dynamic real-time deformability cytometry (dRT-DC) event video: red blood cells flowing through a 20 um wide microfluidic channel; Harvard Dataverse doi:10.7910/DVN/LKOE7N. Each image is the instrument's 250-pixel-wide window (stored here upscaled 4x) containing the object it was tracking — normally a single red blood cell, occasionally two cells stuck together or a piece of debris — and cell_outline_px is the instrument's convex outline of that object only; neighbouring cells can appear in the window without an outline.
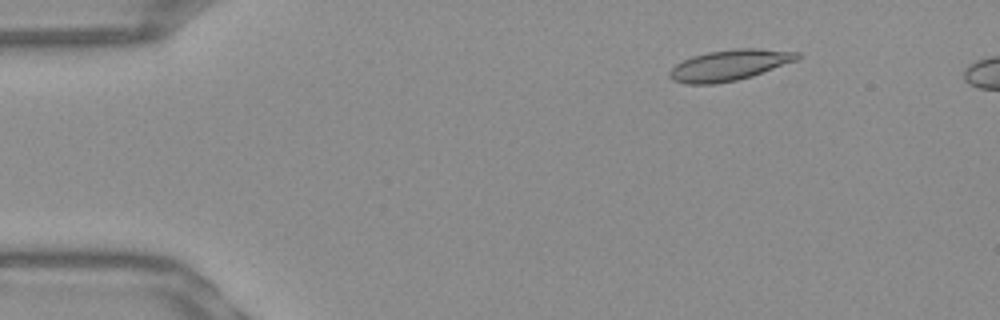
{"species": "Egyptian fruit bat (a non-hibernating species)", "species_latin": "Rousettus aegyptiacus", "temperature_condition": "warm", "stored_images_in_passage": 51, "camera_frame_rate_fps": 3000, "um_per_image_px": 0.085, "frame": {"image": 1, "passage_image": 7, "time_ms": 2.0, "image_size_px": [1000, 320], "cell_outline_px": [[800, 56], [796, 60], [752, 76], [736, 80], [712, 84], [688, 84], [672, 80], [668, 76], [668, 72], [676, 64], [692, 56], [708, 52], [736, 48], [756, 48], [800, 52]], "centroid_in_image_um": [61.98, 5.53], "position_along_channel_um": 23.0, "area_um2": 22.77}}
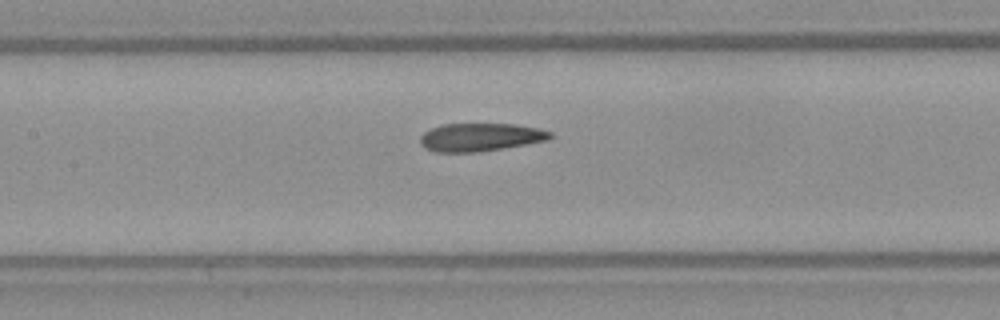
{"frame": {"image": 2, "passage_image": 24, "time_ms": 7.667, "image_size_px": [1000, 320], "cell_outline_px": [[552, 136], [548, 140], [480, 152], [436, 152], [424, 148], [420, 144], [420, 136], [424, 132], [440, 124], [516, 124], [540, 128], [552, 132]], "centroid_in_image_um": [40.82, 11.66], "position_along_channel_um": 166.6, "area_um2": 21.39}}
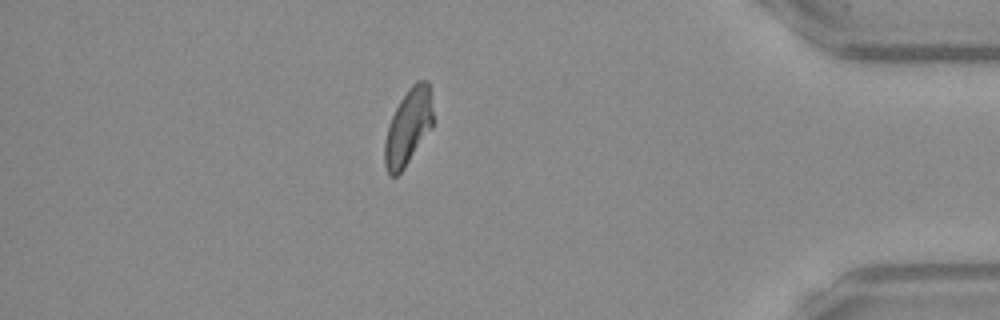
{"frame": {"image": 3, "passage_image": 45, "time_ms": 14.667, "image_size_px": [1000, 320], "cell_outline_px": [[432, 128], [404, 168], [396, 176], [388, 176], [384, 164], [384, 140], [388, 124], [400, 100], [408, 88], [416, 80], [428, 80], [432, 108]], "centroid_in_image_um": [34.67, 10.81], "position_along_channel_um": 400.5, "area_um2": 21.5}, "authors_computed_cell_mechanics": {"area_um2": 22.0218, "velocity_mm_per_s": 3.9021, "shape_relaxation_time_tau1_ms": null, "shape_relaxation_time_tau2_ms": 2.7945, "deformation_change_tau1": null, "deformation_change_tau2": 0.1079}}